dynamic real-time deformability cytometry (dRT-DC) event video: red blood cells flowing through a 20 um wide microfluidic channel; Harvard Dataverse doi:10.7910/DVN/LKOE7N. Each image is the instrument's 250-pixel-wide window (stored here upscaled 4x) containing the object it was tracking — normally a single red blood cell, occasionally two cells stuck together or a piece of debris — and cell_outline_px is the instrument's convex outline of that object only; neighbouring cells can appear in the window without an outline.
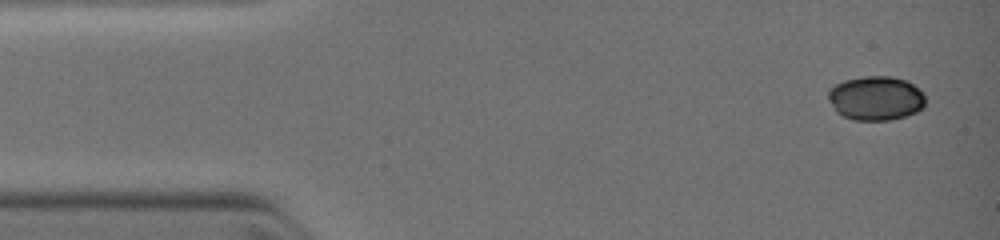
{"species": "common noctule bat (a hibernating species)", "species_latin": "Nyctalus noctula", "temperature_condition": "warm", "stored_images_in_passage": 6, "camera_frame_rate_fps": 3000, "um_per_image_px": 0.085, "animal": {"sex": "female", "body_mass_g": 19.0, "forearm_length_mm": 51.5}, "frame": {"image": 1, "passage_image": 1, "time_ms": 0.0, "image_size_px": [1000, 240], "cell_outline_px": [[924, 108], [916, 112], [904, 116], [888, 120], [856, 120], [844, 116], [836, 112], [828, 100], [828, 88], [844, 80], [864, 76], [892, 76], [908, 80], [924, 96]], "centroid_in_image_um": [74.41, 8.34], "position_along_channel_um": 10.6, "area_um2": 25.03}}
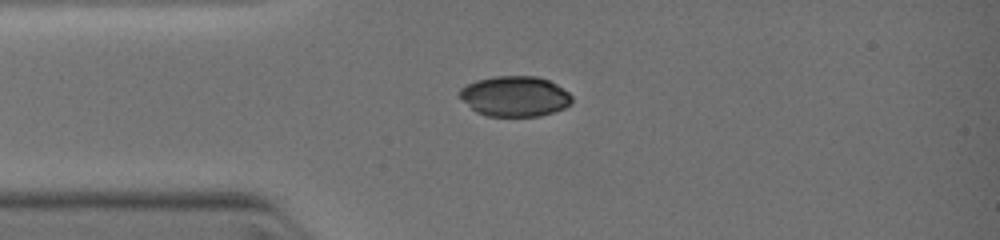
{"frame": {"image": 2, "passage_image": 5, "time_ms": 2.333, "image_size_px": [1000, 240], "cell_outline_px": [[572, 104], [564, 108], [540, 116], [488, 116], [476, 112], [460, 96], [460, 88], [476, 80], [492, 76], [536, 76], [548, 80], [556, 84], [568, 92], [572, 96]], "centroid_in_image_um": [43.79, 8.18], "position_along_channel_um": 41.2, "area_um2": 26.3}}
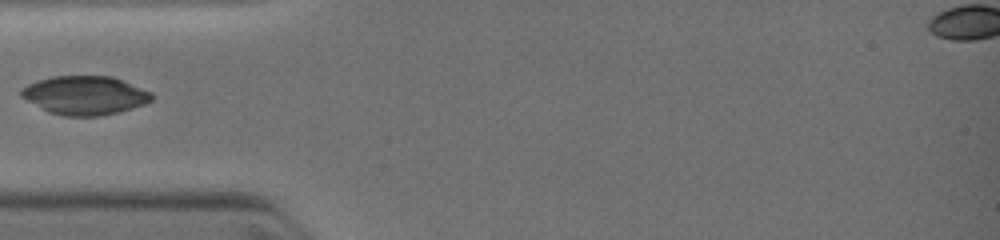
{"frame": {"image": 3, "passage_image": 6, "time_ms": 3.333, "image_size_px": [1000, 240], "cell_outline_px": [[152, 100], [144, 104], [120, 112], [100, 116], [64, 116], [48, 112], [20, 96], [20, 88], [36, 80], [52, 76], [112, 76], [124, 80], [152, 92]], "centroid_in_image_um": [7.21, 8.1], "position_along_channel_um": 77.8, "area_um2": 29.65}}